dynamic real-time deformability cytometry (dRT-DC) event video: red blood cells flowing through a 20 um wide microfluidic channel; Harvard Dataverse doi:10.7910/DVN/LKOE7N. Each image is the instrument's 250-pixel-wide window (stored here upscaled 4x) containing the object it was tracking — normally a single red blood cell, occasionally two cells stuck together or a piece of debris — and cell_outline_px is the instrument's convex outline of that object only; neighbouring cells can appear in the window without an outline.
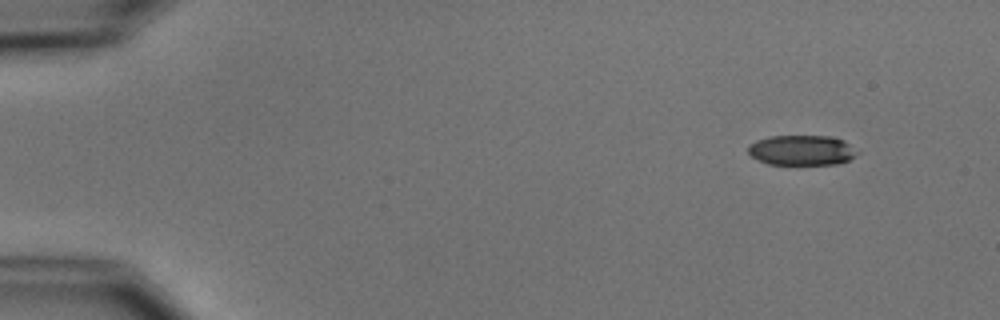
{"species": "common noctule bat (a hibernating species)", "species_latin": "Nyctalus noctula", "temperature_condition": "cold", "stored_images_in_passage": 4, "camera_frame_rate_fps": 3000, "um_per_image_px": 0.085, "animal": {"sex": "male", "body_mass_g": 15.6}, "frame": {"image": 1, "passage_image": 1, "time_ms": 0.0, "image_size_px": [1000, 320], "cell_outline_px": [[860, 152], [848, 160], [840, 164], [768, 164], [752, 156], [748, 152], [748, 144], [756, 140], [772, 136], [828, 136], [844, 140]], "centroid_in_image_um": [68.16, 12.76], "position_along_channel_um": 16.8, "area_um2": 19.13}}
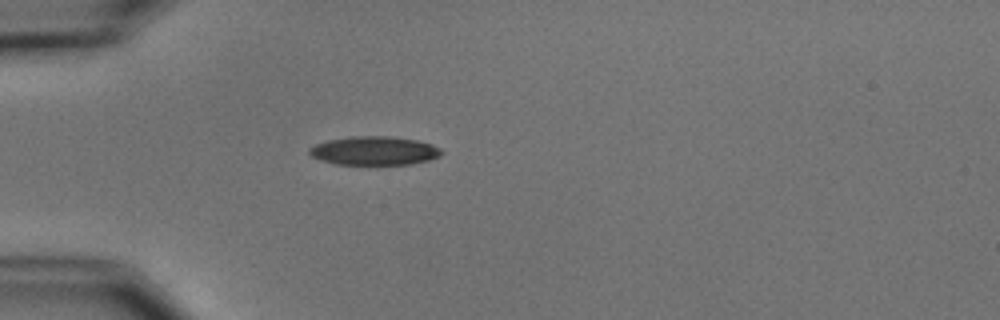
{"frame": {"image": 2, "passage_image": 4, "time_ms": 3.667, "image_size_px": [1000, 320], "cell_outline_px": [[444, 152], [440, 156], [428, 160], [412, 164], [336, 164], [312, 156], [308, 152], [308, 148], [316, 144], [328, 140], [352, 136], [392, 136], [416, 140], [432, 144], [440, 148]], "centroid_in_image_um": [31.85, 12.8], "position_along_channel_um": 53.2, "area_um2": 22.02}}